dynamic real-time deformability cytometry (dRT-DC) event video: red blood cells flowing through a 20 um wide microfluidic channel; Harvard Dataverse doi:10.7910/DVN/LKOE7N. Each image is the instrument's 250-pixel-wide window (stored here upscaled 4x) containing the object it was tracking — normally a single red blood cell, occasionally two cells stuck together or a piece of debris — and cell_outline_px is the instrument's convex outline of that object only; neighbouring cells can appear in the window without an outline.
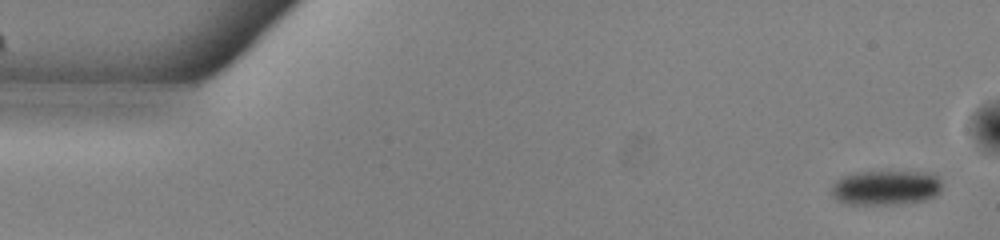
{"species": "common noctule bat (a hibernating species)", "species_latin": "Nyctalus noctula", "temperature_condition": "warm", "stored_images_in_passage": 52, "camera_frame_rate_fps": 3000, "um_per_image_px": 0.085, "animal": {"sex": "male", "body_mass_g": 13.0, "forearm_length_mm": 53.1}, "frame": {"image": 1, "passage_image": 1, "time_ms": 0.0, "image_size_px": [1000, 240], "cell_outline_px": [[940, 192], [936, 196], [924, 200], [900, 204], [848, 204], [836, 200], [832, 196], [832, 184], [840, 176], [856, 172], [924, 172], [936, 176], [940, 180]], "centroid_in_image_um": [75.25, 15.96], "position_along_channel_um": 9.8, "area_um2": 22.43}}
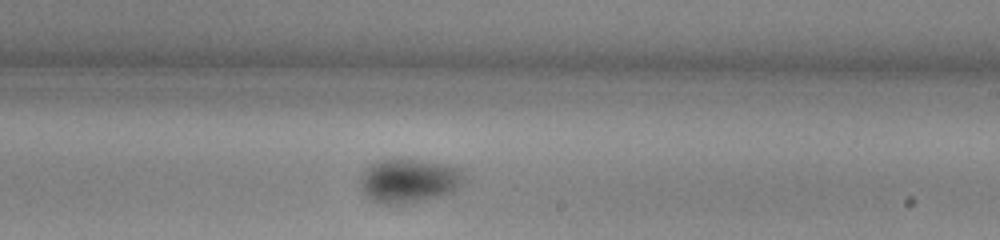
{"frame": {"image": 2, "passage_image": 30, "time_ms": 9.667, "image_size_px": [1000, 240], "cell_outline_px": [[464, 176], [460, 184], [452, 192], [440, 196], [424, 200], [396, 204], [380, 204], [372, 200], [364, 192], [360, 184], [360, 176], [364, 168], [376, 160], [388, 156], [404, 156], [428, 160], [448, 164], [460, 168], [464, 172]], "centroid_in_image_um": [34.72, 15.28], "position_along_channel_um": 254.3, "area_um2": 27.63}}
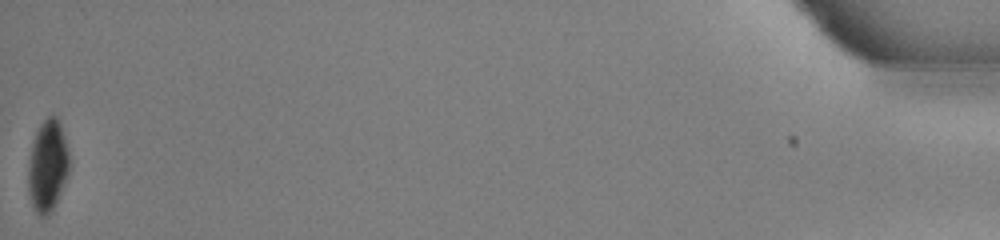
{"frame": {"image": 3, "passage_image": 52, "time_ms": 17.0, "image_size_px": [1000, 240], "cell_outline_px": [[68, 172], [52, 212], [48, 216], [40, 216], [36, 212], [32, 204], [28, 192], [28, 164], [32, 144], [36, 132], [40, 124], [52, 112], [56, 116], [60, 124], [68, 152]], "centroid_in_image_um": [4.02, 14.1], "position_along_channel_um": 431.2, "area_um2": 21.68}, "authors_computed_cell_mechanics": {"area_um2": 25.6921, "velocity_mm_per_s": 3.8562, "shape_relaxation_time_tau1_ms": 7.2832, "shape_relaxation_time_tau2_ms": null, "deformation_change_tau1": 0.129, "deformation_change_tau2": null}}